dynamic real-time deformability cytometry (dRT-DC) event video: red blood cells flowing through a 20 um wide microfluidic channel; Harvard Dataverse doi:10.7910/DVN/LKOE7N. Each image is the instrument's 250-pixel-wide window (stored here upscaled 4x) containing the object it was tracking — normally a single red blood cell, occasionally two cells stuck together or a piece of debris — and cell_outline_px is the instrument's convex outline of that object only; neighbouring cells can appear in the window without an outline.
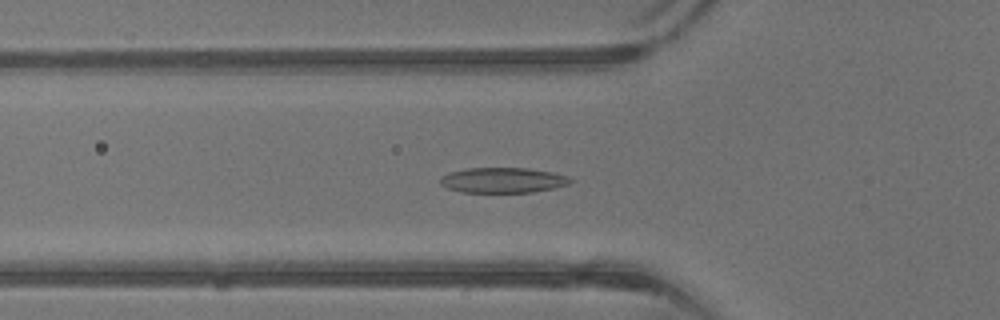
{"species": "common noctule bat (a hibernating species)", "species_latin": "Nyctalus noctula", "temperature_condition": "warm", "stored_images_in_passage": 42, "camera_frame_rate_fps": 3000, "um_per_image_px": 0.085, "animal": {"sex": "male", "body_mass_g": 13.3}, "frame": {"image": 1, "passage_image": 15, "time_ms": 4.667, "image_size_px": [1000, 320], "cell_outline_px": [[572, 180], [568, 184], [552, 188], [532, 192], [460, 192], [448, 188], [440, 184], [440, 176], [452, 172], [468, 168], [528, 168], [552, 172], [568, 176]], "centroid_in_image_um": [42.72, 15.31], "position_along_channel_um": 83.1, "area_um2": 19.02}}
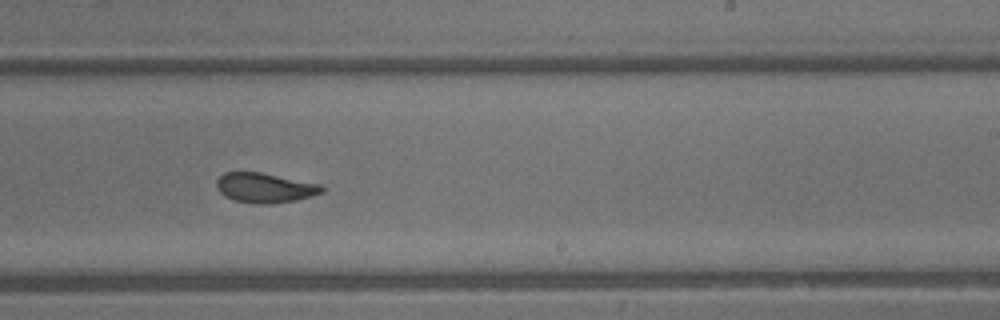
{"frame": {"image": 2, "passage_image": 26, "time_ms": 8.333, "image_size_px": [1000, 320], "cell_outline_px": [[324, 192], [312, 196], [296, 200], [272, 204], [260, 204], [236, 200], [224, 196], [216, 188], [216, 180], [224, 172], [260, 172], [320, 184], [324, 188]], "centroid_in_image_um": [22.51, 15.96], "position_along_channel_um": 266.5, "area_um2": 18.26}}
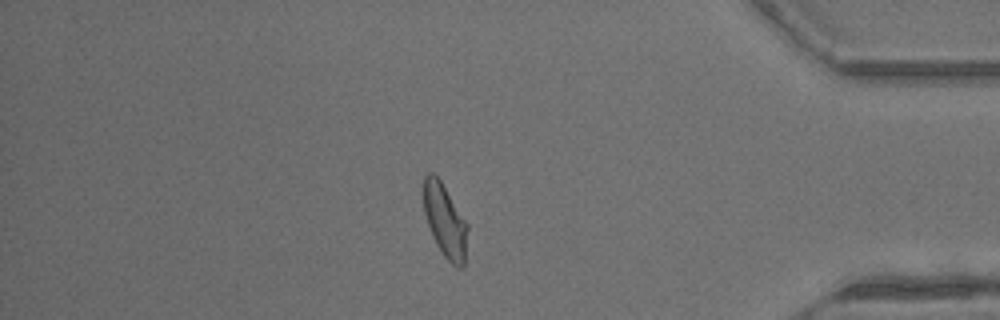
{"frame": {"image": 3, "passage_image": 36, "time_ms": 11.667, "image_size_px": [1000, 320], "cell_outline_px": [[468, 228], [464, 264], [460, 268], [456, 268], [444, 256], [436, 244], [432, 236], [424, 212], [424, 176], [428, 172], [432, 172], [440, 180], [468, 224]], "centroid_in_image_um": [37.83, 18.78], "position_along_channel_um": 397.4, "area_um2": 18.55}, "authors_computed_cell_mechanics": {"area_um2": 19.1318, "velocity_mm_per_s": 4.9982, "shape_relaxation_time_tau1_ms": 2.4997, "shape_relaxation_time_tau2_ms": 0.7551, "deformation_change_tau1": 0.1257, "deformation_change_tau2": 0.077}}